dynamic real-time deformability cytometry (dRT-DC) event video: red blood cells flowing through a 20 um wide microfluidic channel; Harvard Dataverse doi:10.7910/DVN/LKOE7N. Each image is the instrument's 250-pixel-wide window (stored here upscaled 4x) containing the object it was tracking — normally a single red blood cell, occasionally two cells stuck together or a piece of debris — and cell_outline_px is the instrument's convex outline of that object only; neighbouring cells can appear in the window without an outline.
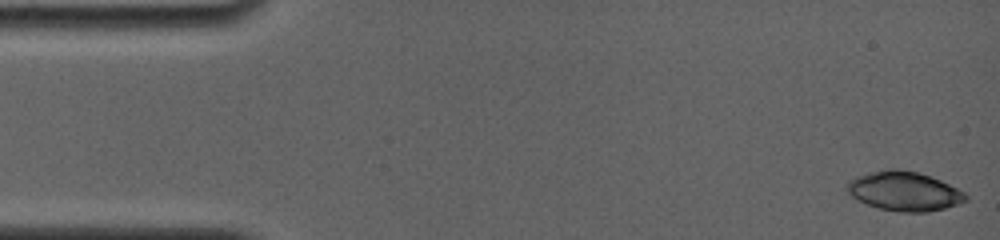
{"species": "common noctule bat (a hibernating species)", "species_latin": "Nyctalus noctula", "temperature_condition": "room temperature", "stored_images_in_passage": 12, "camera_frame_rate_fps": 4000, "um_per_image_px": 0.085, "animal": {"sex": "female", "body_mass_g": 19.0, "forearm_length_mm": 56.7}, "frame": {"image": 1, "passage_image": 1, "time_ms": 0.0, "image_size_px": [1000, 240], "cell_outline_px": [[968, 200], [960, 204], [928, 212], [900, 212], [880, 208], [856, 200], [844, 188], [848, 180], [872, 172], [892, 168], [896, 168], [916, 172], [932, 176], [964, 192], [968, 196]], "centroid_in_image_um": [76.86, 16.26], "position_along_channel_um": 8.1, "area_um2": 27.11}}
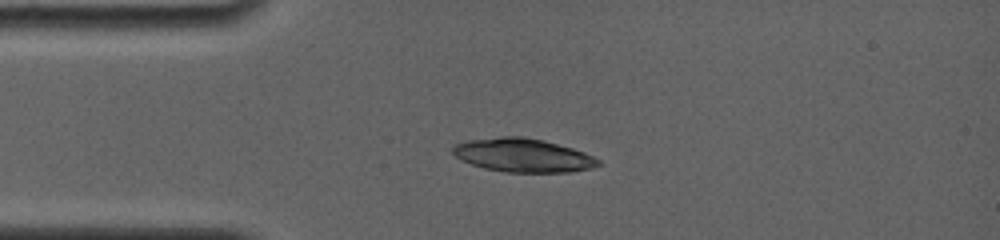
{"frame": {"image": 2, "passage_image": 10, "time_ms": 3.5, "image_size_px": [1000, 240], "cell_outline_px": [[604, 164], [592, 168], [572, 172], [504, 172], [484, 168], [460, 160], [452, 152], [452, 148], [456, 144], [468, 140], [504, 136], [524, 136], [544, 140], [572, 148], [584, 152], [600, 160]], "centroid_in_image_um": [44.48, 13.2], "position_along_channel_um": 40.5, "area_um2": 28.61}}